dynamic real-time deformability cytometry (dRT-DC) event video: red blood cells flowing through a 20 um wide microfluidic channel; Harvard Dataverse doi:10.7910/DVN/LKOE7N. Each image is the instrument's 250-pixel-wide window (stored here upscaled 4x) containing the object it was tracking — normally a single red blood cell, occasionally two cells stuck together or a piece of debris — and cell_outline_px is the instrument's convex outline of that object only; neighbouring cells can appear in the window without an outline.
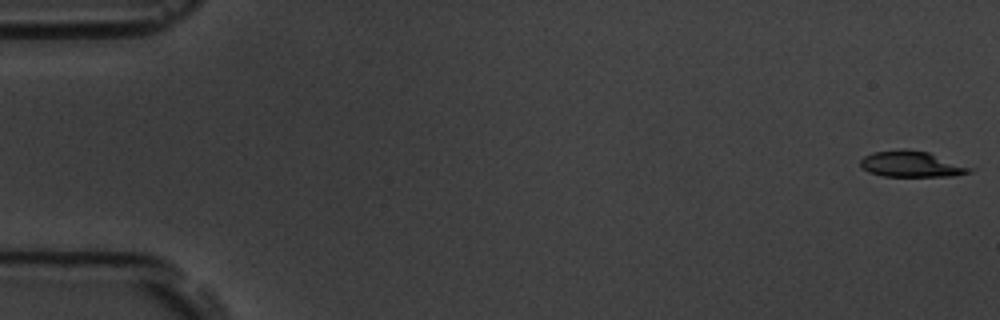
{"species": "common noctule bat (a hibernating species)", "species_latin": "Nyctalus noctula", "temperature_condition": "room temperature", "stored_images_in_passage": 9, "camera_frame_rate_fps": 3000, "um_per_image_px": 0.085, "animal": {"sex": "male", "body_mass_g": 19.5, "forearm_length_mm": 54.6}, "frame": {"image": 1, "passage_image": 1, "time_ms": 0.0, "image_size_px": [1000, 320], "cell_outline_px": [[976, 168], [972, 172], [956, 176], [884, 176], [868, 172], [860, 164], [860, 160], [864, 156], [872, 152], [904, 148], [928, 152]], "centroid_in_image_um": [77.52, 13.94], "position_along_channel_um": 7.5, "area_um2": 16.76}}
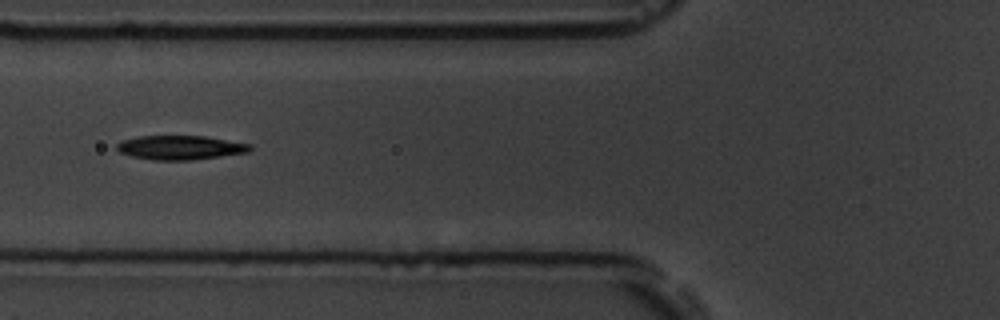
{"frame": {"image": 2, "passage_image": 7, "time_ms": 7.0, "image_size_px": [1000, 320], "cell_outline_px": [[252, 148], [248, 152], [192, 160], [156, 160], [132, 156], [120, 152], [116, 148], [116, 144], [124, 140], [140, 136], [204, 136], [252, 144]], "centroid_in_image_um": [15.34, 12.54], "position_along_channel_um": 110.5, "area_um2": 18.55}}
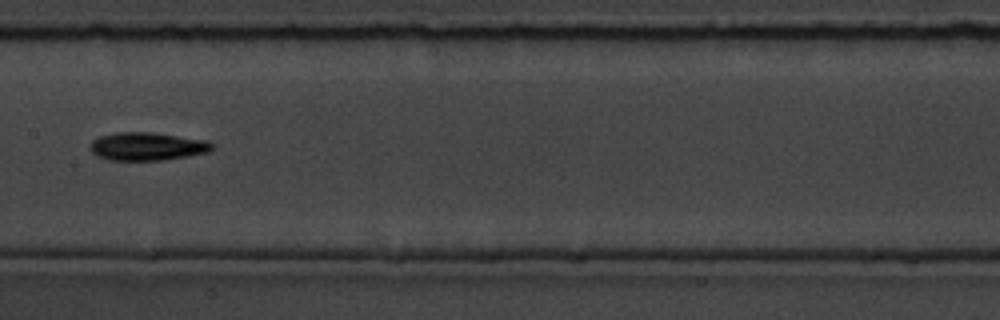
{"frame": {"image": 3, "passage_image": 9, "time_ms": 9.333, "image_size_px": [1000, 320], "cell_outline_px": [[212, 148], [208, 152], [188, 156], [160, 160], [108, 160], [96, 156], [88, 148], [92, 140], [100, 136], [116, 132], [148, 132], [208, 140], [212, 144]], "centroid_in_image_um": [12.46, 12.44], "position_along_channel_um": 194.9, "area_um2": 19.94}}